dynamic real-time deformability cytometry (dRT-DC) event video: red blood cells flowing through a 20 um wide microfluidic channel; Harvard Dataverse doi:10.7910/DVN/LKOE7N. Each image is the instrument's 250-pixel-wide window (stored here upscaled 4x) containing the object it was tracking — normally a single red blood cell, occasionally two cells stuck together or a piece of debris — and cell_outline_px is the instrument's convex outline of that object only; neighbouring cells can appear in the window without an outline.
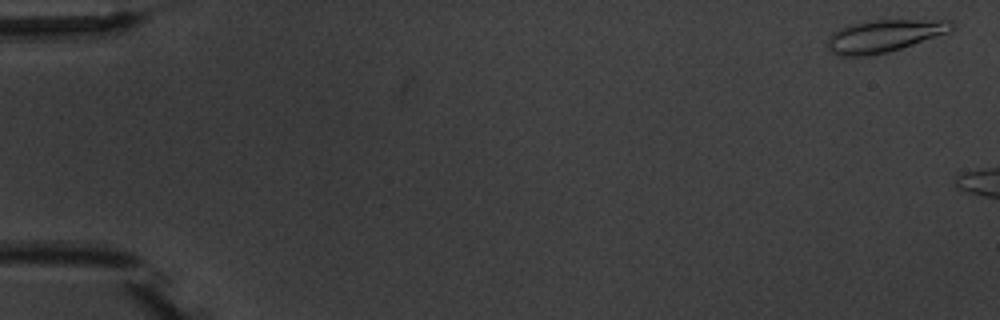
{"species": "common noctule bat (a hibernating species)", "species_latin": "Nyctalus noctula", "temperature_condition": "warm", "stored_images_in_passage": 6, "camera_frame_rate_fps": 3000, "um_per_image_px": 0.085, "animal": {"sex": "male", "body_mass_g": 20.1, "forearm_length_mm": 53.5}, "frame": {"image": 1, "passage_image": 6, "time_ms": 6.667, "image_size_px": [1000, 320], "cell_outline_px": [[956, 24], [948, 32], [888, 52], [868, 56], [836, 56], [828, 48], [828, 36], [832, 32], [840, 28], [852, 24], [876, 20], [948, 20]], "centroid_in_image_um": [75.1, 3.06], "position_along_channel_um": 9.9, "area_um2": 23.12}}